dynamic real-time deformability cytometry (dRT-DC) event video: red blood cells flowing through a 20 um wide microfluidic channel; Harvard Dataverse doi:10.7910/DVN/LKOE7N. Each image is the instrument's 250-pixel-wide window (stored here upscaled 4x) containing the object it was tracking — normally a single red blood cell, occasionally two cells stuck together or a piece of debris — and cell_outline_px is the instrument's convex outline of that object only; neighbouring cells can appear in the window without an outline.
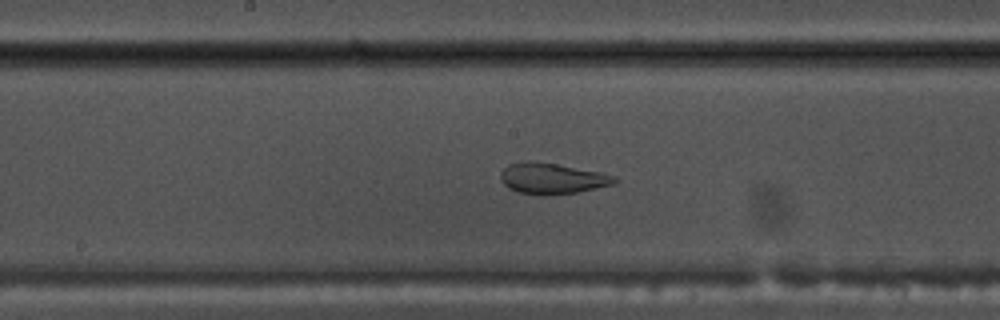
{"species": "common noctule bat (a hibernating species)", "species_latin": "Nyctalus noctula", "temperature_condition": "warm", "stored_images_in_passage": 54, "camera_frame_rate_fps": 3000, "um_per_image_px": 0.085, "animal": {"sex": "male", "body_mass_g": 17.5, "forearm_length_mm": 52.3}, "frame": {"image": 1, "passage_image": 28, "time_ms": 9.0, "image_size_px": [1000, 320], "cell_outline_px": [[620, 180], [616, 184], [576, 192], [544, 196], [540, 196], [520, 192], [508, 188], [500, 180], [500, 172], [508, 164], [528, 160], [556, 164], [600, 172], [616, 176]], "centroid_in_image_um": [46.93, 15.17], "position_along_channel_um": 201.3, "area_um2": 20.69}}
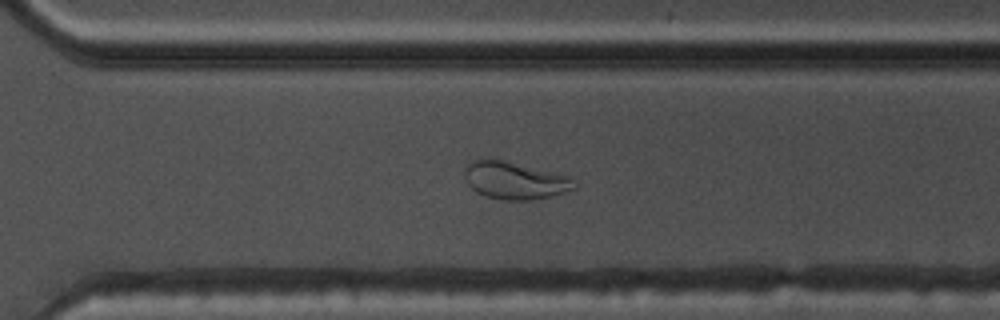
{"frame": {"image": 2, "passage_image": 38, "time_ms": 12.333, "image_size_px": [1000, 320], "cell_outline_px": [[576, 188], [548, 196], [528, 200], [504, 200], [484, 196], [476, 192], [468, 184], [464, 176], [464, 168], [472, 160], [488, 156], [572, 176]], "centroid_in_image_um": [43.7, 15.3], "position_along_channel_um": 326.9, "area_um2": 24.28}}
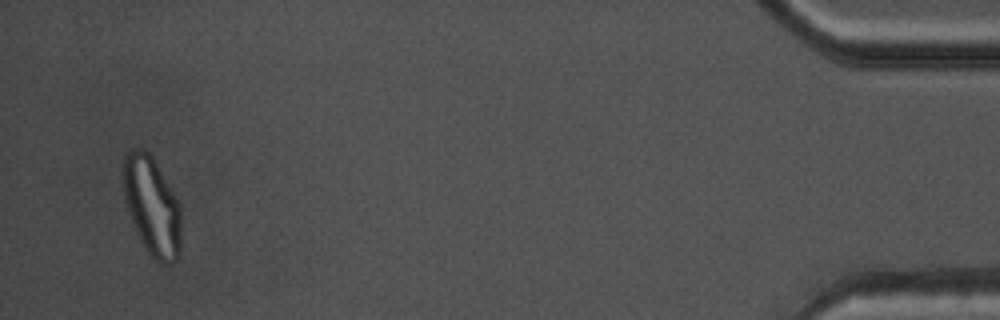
{"frame": {"image": 3, "passage_image": 52, "time_ms": 17.0, "image_size_px": [1000, 320], "cell_outline_px": [[180, 256], [172, 264], [160, 264], [144, 248], [136, 232], [128, 212], [124, 200], [124, 156], [132, 148], [144, 148], [152, 156], [176, 196], [180, 204]], "centroid_in_image_um": [12.93, 17.54], "position_along_channel_um": 422.3, "area_um2": 33.47}, "authors_computed_cell_mechanics": {"area_um2": 27.7729, "velocity_mm_per_s": 3.7749, "shape_relaxation_time_tau1_ms": null, "shape_relaxation_time_tau2_ms": 0.8502, "deformation_change_tau1": null, "deformation_change_tau2": 0.0798}}